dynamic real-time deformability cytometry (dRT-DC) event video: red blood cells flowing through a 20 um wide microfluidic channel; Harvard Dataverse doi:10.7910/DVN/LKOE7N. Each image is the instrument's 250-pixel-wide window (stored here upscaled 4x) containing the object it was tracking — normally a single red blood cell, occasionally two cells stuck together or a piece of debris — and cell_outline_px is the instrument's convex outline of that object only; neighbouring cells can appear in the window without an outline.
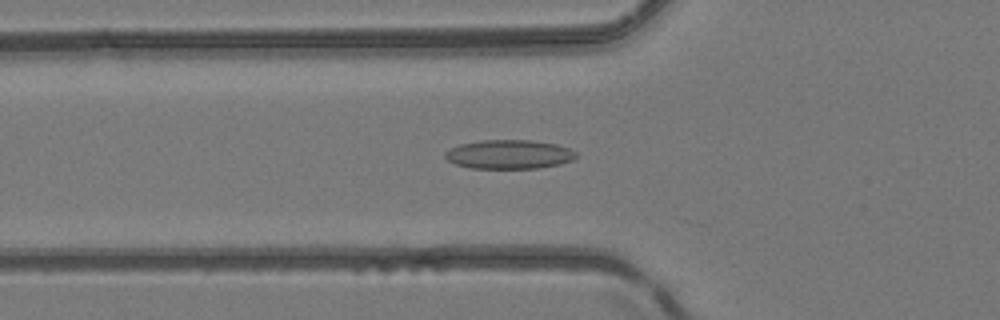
{"species": "common noctule bat (a hibernating species)", "species_latin": "Nyctalus noctula", "temperature_condition": "room temperature", "stored_images_in_passage": 27, "camera_frame_rate_fps": 3000, "um_per_image_px": 0.085, "animal": {"sex": "female", "body_mass_g": 24.6, "forearm_length_mm": 56.2}, "frame": {"image": 1, "passage_image": 19, "time_ms": 6.0, "image_size_px": [1000, 320], "cell_outline_px": [[576, 156], [572, 160], [560, 164], [536, 168], [472, 168], [456, 164], [448, 160], [444, 156], [444, 152], [460, 144], [480, 140], [528, 140], [556, 144], [568, 148], [576, 152]], "centroid_in_image_um": [43.26, 13.12], "position_along_channel_um": 82.5, "area_um2": 21.96}}
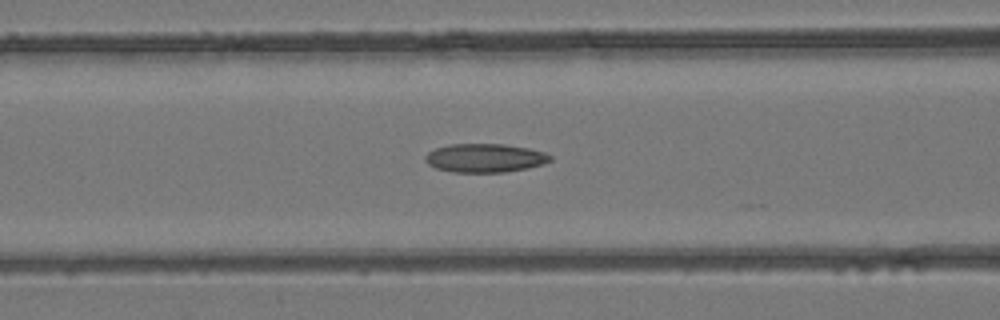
{"frame": {"image": 2, "passage_image": 22, "time_ms": 7.0, "image_size_px": [1000, 320], "cell_outline_px": [[552, 160], [544, 164], [528, 168], [504, 172], [452, 172], [436, 168], [428, 164], [424, 160], [424, 156], [428, 152], [436, 148], [448, 144], [504, 144], [528, 148], [544, 152], [552, 156]], "centroid_in_image_um": [41.21, 13.43], "position_along_channel_um": 125.4, "area_um2": 20.98}}
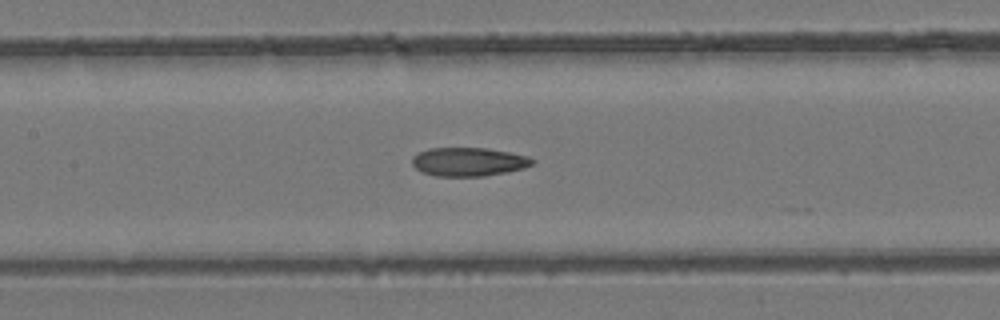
{"frame": {"image": 3, "passage_image": 25, "time_ms": 8.0, "image_size_px": [1000, 320], "cell_outline_px": [[536, 160], [532, 164], [524, 168], [508, 172], [484, 176], [436, 176], [420, 172], [412, 164], [412, 156], [428, 148], [488, 148], [528, 156]], "centroid_in_image_um": [39.82, 13.75], "position_along_channel_um": 167.6, "area_um2": 20.17}}